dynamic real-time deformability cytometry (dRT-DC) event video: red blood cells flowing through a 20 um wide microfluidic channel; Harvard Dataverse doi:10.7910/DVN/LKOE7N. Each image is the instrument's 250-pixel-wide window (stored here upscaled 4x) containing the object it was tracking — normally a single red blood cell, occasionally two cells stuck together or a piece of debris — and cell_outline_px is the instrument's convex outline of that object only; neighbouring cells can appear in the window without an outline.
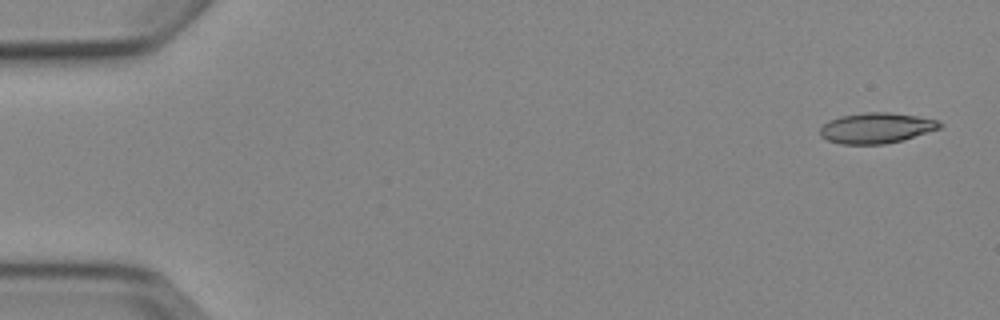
{"species": "Egyptian fruit bat (a non-hibernating species)", "species_latin": "Rousettus aegyptiacus", "temperature_condition": "cold", "stored_images_in_passage": 5, "camera_frame_rate_fps": 3000, "um_per_image_px": 0.085, "animal": {"sex": "female"}, "frame": {"image": 1, "passage_image": 1, "time_ms": 0.0, "image_size_px": [1000, 320], "cell_outline_px": [[944, 124], [940, 128], [900, 140], [884, 144], [840, 144], [828, 140], [820, 136], [820, 128], [828, 120], [840, 116], [864, 112], [888, 112], [916, 116], [940, 120]], "centroid_in_image_um": [74.47, 10.87], "position_along_channel_um": 10.5, "area_um2": 21.21}}
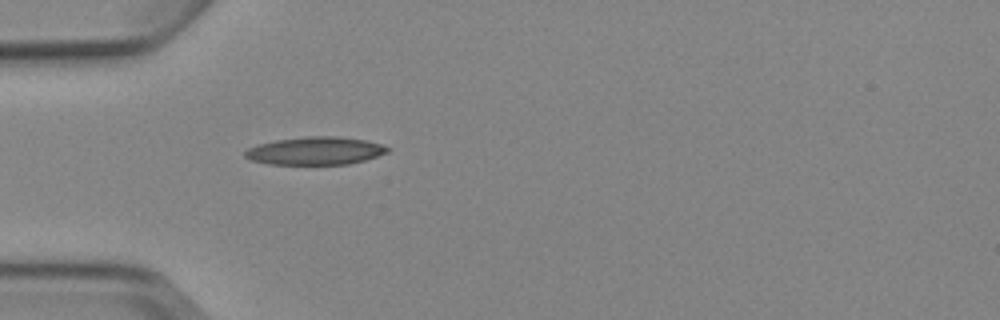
{"frame": {"image": 2, "passage_image": 5, "time_ms": 4.667, "image_size_px": [1000, 320], "cell_outline_px": [[392, 148], [388, 152], [364, 160], [348, 164], [268, 164], [252, 160], [244, 156], [244, 152], [248, 148], [256, 144], [276, 140], [304, 136], [340, 136], [364, 140], [380, 144]], "centroid_in_image_um": [26.78, 12.81], "position_along_channel_um": 58.2, "area_um2": 23.18}}